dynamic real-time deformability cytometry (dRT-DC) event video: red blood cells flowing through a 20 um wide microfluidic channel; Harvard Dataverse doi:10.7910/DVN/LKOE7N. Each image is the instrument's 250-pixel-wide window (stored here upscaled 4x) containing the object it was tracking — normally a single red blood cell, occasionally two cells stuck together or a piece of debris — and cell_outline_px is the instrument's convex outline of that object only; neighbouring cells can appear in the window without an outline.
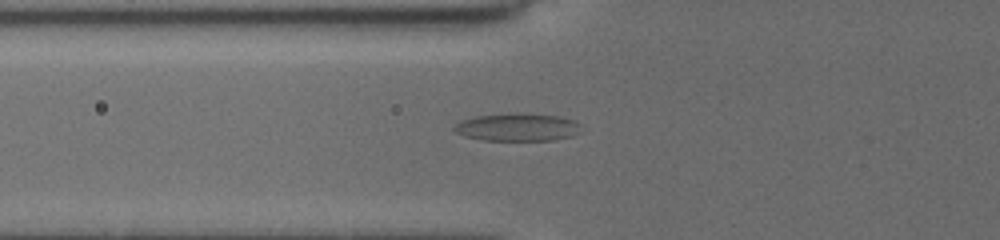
{"species": "common noctule bat (a hibernating species)", "species_latin": "Nyctalus noctula", "temperature_condition": "cold", "stored_images_in_passage": 37, "camera_frame_rate_fps": 3000, "um_per_image_px": 0.085, "animal": {"sex": "female", "body_mass_g": 19.5, "forearm_length_mm": 54.1}, "frame": {"image": 1, "passage_image": 5, "time_ms": 1.333, "image_size_px": [1000, 240], "cell_outline_px": [[580, 132], [568, 136], [552, 140], [484, 140], [464, 136], [456, 132], [452, 128], [456, 124], [464, 120], [476, 116], [520, 112], [556, 116], [576, 120], [580, 124]], "centroid_in_image_um": [43.99, 10.8], "position_along_channel_um": 81.8, "area_um2": 20.4}}
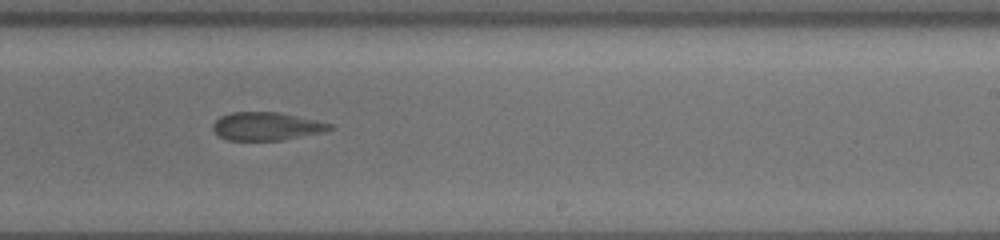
{"frame": {"image": 2, "passage_image": 20, "time_ms": 6.333, "image_size_px": [1000, 240], "cell_outline_px": [[332, 128], [324, 132], [284, 140], [224, 140], [212, 128], [212, 124], [220, 116], [232, 112], [276, 112], [332, 124]], "centroid_in_image_um": [22.61, 10.74], "position_along_channel_um": 266.4, "area_um2": 18.96}}
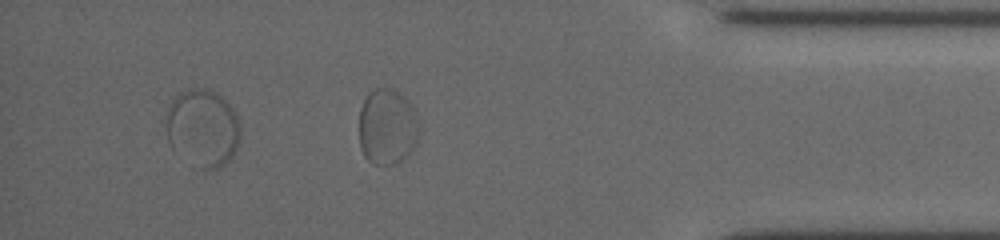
{"frame": {"image": 3, "passage_image": 33, "time_ms": 10.667, "image_size_px": [1000, 240], "cell_outline_px": [[420, 132], [412, 148], [396, 164], [372, 164], [364, 156], [360, 144], [360, 108], [368, 92], [376, 88], [392, 88], [404, 96], [408, 100], [416, 116]], "centroid_in_image_um": [32.9, 10.75], "position_along_channel_um": 402.3, "area_um2": 26.36}}